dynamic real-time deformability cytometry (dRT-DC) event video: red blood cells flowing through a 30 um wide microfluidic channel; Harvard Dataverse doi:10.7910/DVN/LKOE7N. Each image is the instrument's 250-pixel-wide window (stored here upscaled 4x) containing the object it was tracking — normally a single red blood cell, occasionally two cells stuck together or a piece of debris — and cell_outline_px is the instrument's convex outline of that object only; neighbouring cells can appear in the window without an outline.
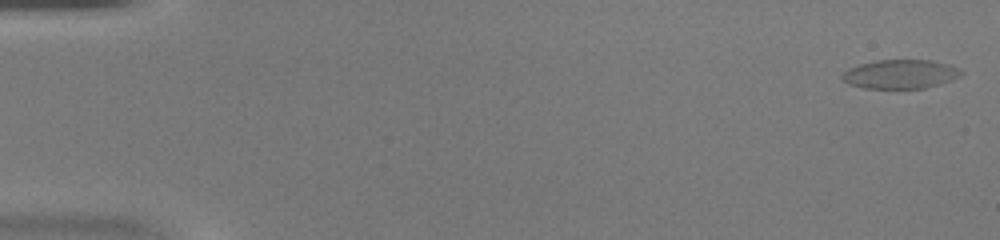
{"species": "common noctule bat (a hibernating species)", "species_latin": "Nyctalus noctula", "temperature_condition": "warm", "stored_images_in_passage": 48, "camera_frame_rate_fps": 3000, "um_per_image_px": 0.085, "animal": {"sex": "female", "body_mass_g": 20.0, "forearm_length_mm": 54.0}, "frame": {"image": 1, "passage_image": 1, "time_ms": 0.0, "image_size_px": [1000, 240], "cell_outline_px": [[964, 72], [960, 76], [924, 88], [864, 88], [848, 84], [840, 76], [848, 68], [860, 64], [876, 60], [932, 60], [952, 64], [960, 68]], "centroid_in_image_um": [76.53, 6.28], "position_along_channel_um": 8.5, "area_um2": 20.06}}
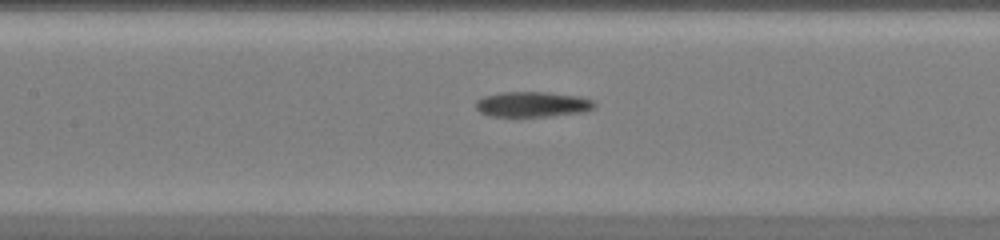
{"frame": {"image": 2, "passage_image": 23, "time_ms": 7.333, "image_size_px": [1000, 240], "cell_outline_px": [[596, 108], [584, 112], [548, 116], [492, 116], [480, 112], [476, 108], [476, 100], [484, 96], [500, 92], [548, 92], [580, 96], [592, 100], [596, 104]], "centroid_in_image_um": [45.29, 8.86], "position_along_channel_um": 162.1, "area_um2": 17.57}}
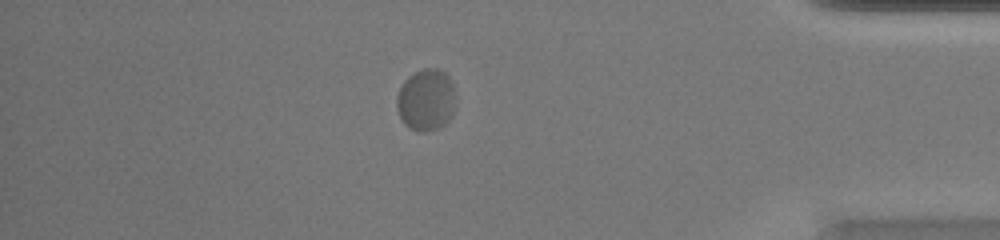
{"frame": {"image": 3, "passage_image": 42, "time_ms": 13.667, "image_size_px": [1000, 240], "cell_outline_px": [[456, 96], [452, 116], [440, 128], [424, 132], [420, 132], [408, 128], [404, 124], [396, 108], [396, 96], [404, 80], [408, 76], [424, 68], [440, 68], [448, 76], [456, 92]], "centroid_in_image_um": [36.22, 8.5], "position_along_channel_um": 399.0, "area_um2": 21.56}}